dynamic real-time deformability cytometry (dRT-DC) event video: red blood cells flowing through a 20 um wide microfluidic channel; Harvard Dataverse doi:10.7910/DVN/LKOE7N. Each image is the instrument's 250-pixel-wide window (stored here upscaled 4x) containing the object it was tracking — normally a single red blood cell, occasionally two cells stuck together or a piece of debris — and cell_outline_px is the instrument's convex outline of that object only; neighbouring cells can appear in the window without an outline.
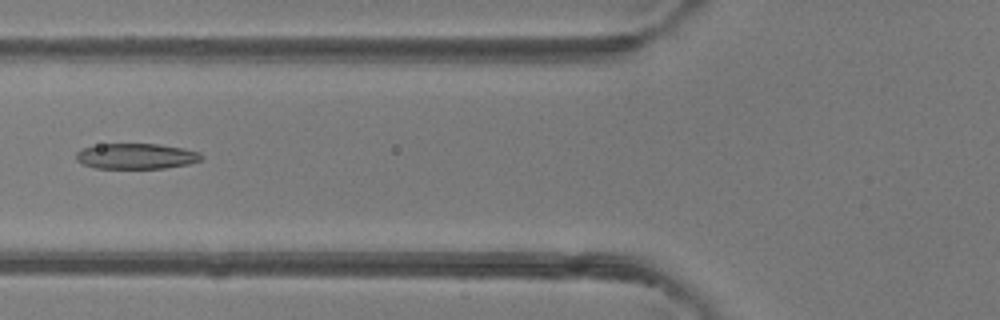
{"species": "common noctule bat (a hibernating species)", "species_latin": "Nyctalus noctula", "temperature_condition": "room temperature", "stored_images_in_passage": 48, "camera_frame_rate_fps": 3000, "um_per_image_px": 0.085, "animal": {"sex": "female"}, "frame": {"image": 1, "passage_image": 19, "time_ms": 6.0, "image_size_px": [1000, 320], "cell_outline_px": [[204, 156], [200, 160], [188, 164], [164, 168], [96, 168], [84, 164], [76, 160], [76, 152], [80, 148], [100, 144], [160, 144], [184, 148], [200, 152]], "centroid_in_image_um": [11.58, 13.27], "position_along_channel_um": 114.2, "area_um2": 18.73}}
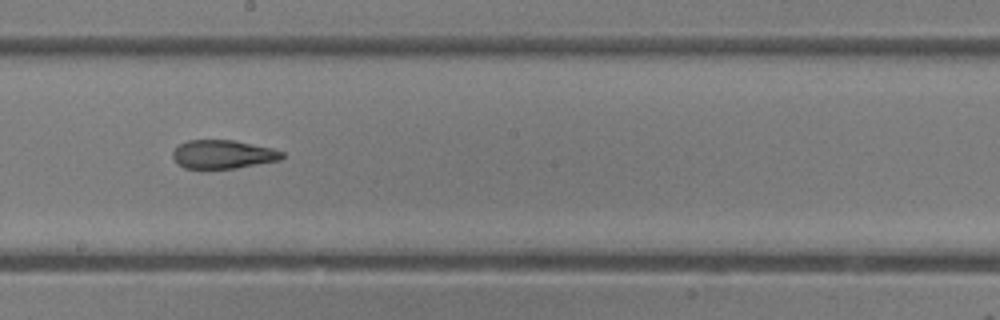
{"frame": {"image": 2, "passage_image": 27, "time_ms": 8.667, "image_size_px": [1000, 320], "cell_outline_px": [[284, 156], [280, 160], [236, 168], [184, 168], [176, 164], [172, 156], [172, 152], [180, 144], [188, 140], [232, 140], [272, 148], [284, 152]], "centroid_in_image_um": [18.94, 13.12], "position_along_channel_um": 229.3, "area_um2": 18.15}}
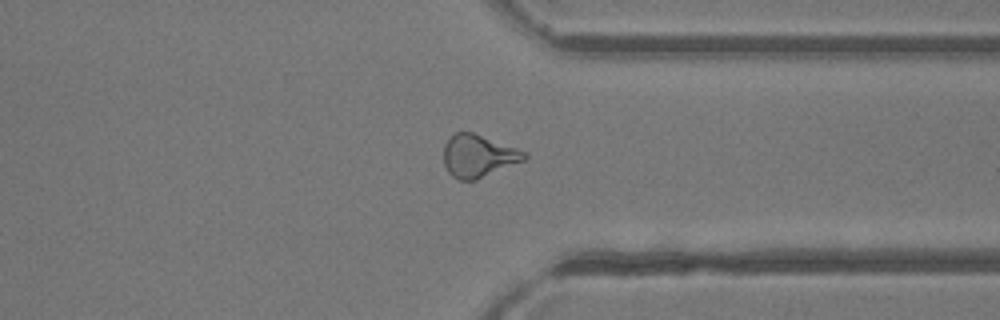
{"frame": {"image": 3, "passage_image": 37, "time_ms": 12.0, "image_size_px": [1000, 320], "cell_outline_px": [[528, 156], [524, 160], [476, 180], [456, 180], [448, 172], [444, 164], [444, 144], [456, 132], [472, 132], [528, 152]], "centroid_in_image_um": [40.65, 13.26], "position_along_channel_um": 370.7, "area_um2": 19.88}, "authors_computed_cell_mechanics": {"area_um2": 20.3167, "velocity_mm_per_s": 4.3021, "shape_relaxation_time_tau1_ms": null, "shape_relaxation_time_tau2_ms": 1.7067, "deformation_change_tau1": null, "deformation_change_tau2": 0.0965}}